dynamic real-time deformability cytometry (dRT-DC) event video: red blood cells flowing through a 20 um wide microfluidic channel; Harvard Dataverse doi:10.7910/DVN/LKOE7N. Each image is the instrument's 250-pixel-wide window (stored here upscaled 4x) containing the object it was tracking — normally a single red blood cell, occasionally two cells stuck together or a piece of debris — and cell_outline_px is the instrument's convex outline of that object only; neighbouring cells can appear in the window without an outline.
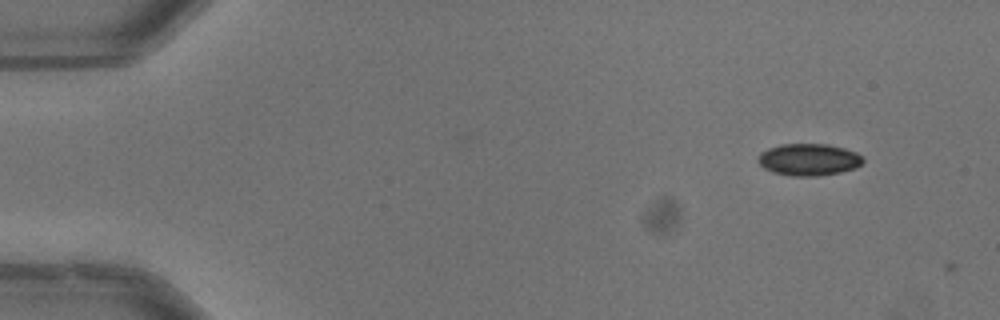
{"species": "common noctule bat (a hibernating species)", "species_latin": "Nyctalus noctula", "temperature_condition": "warm", "stored_images_in_passage": 2, "camera_frame_rate_fps": 3000, "um_per_image_px": 0.085, "animal": {"sex": "male", "body_mass_g": 13.3}, "frame": {"image": 1, "passage_image": 1, "time_ms": 0.0, "image_size_px": [1000, 320], "cell_outline_px": [[864, 160], [856, 168], [840, 172], [820, 176], [792, 176], [772, 172], [764, 168], [756, 160], [760, 152], [768, 148], [780, 144], [828, 144], [844, 148], [856, 152]], "centroid_in_image_um": [68.71, 13.56], "position_along_channel_um": 16.3, "area_um2": 19.65}}